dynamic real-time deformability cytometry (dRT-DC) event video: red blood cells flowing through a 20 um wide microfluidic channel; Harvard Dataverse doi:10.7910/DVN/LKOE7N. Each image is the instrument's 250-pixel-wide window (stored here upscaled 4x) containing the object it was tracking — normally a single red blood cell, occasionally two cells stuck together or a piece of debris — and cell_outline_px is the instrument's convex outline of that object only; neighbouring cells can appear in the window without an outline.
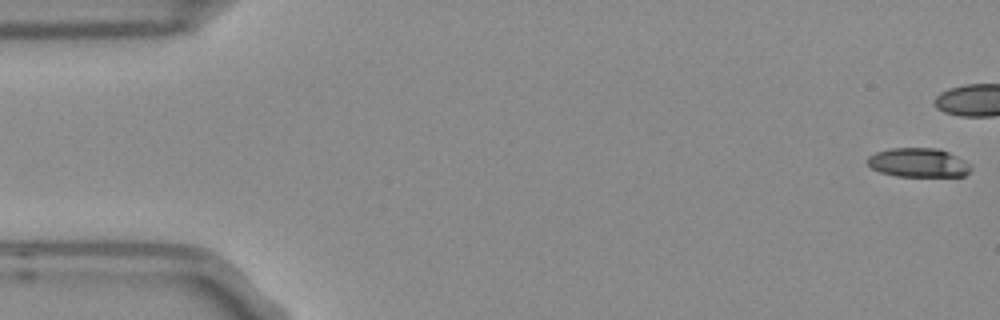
{"species": "Egyptian fruit bat (a non-hibernating species)", "species_latin": "Rousettus aegyptiacus", "temperature_condition": "room temperature", "stored_images_in_passage": 7, "camera_frame_rate_fps": 3000, "um_per_image_px": 0.085, "frame": {"image": 1, "passage_image": 1, "time_ms": 0.0, "image_size_px": [1000, 320], "cell_outline_px": [[972, 168], [964, 176], [896, 176], [880, 172], [872, 168], [864, 160], [868, 156], [876, 152], [892, 148], [936, 148], [948, 152], [972, 164]], "centroid_in_image_um": [78.05, 13.82], "position_along_channel_um": 7.0, "area_um2": 17.57}}
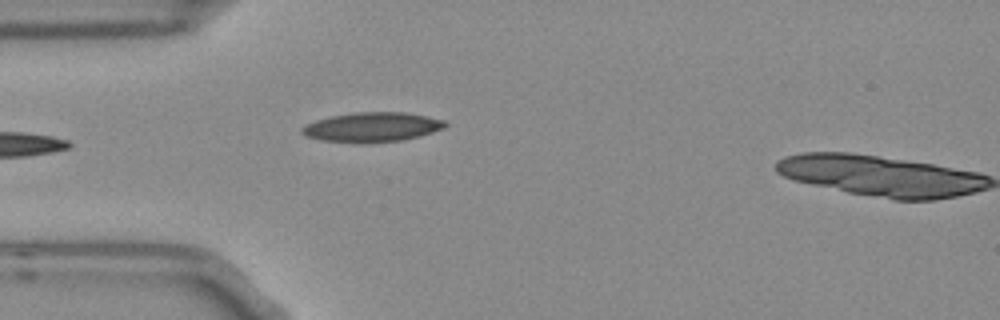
{"frame": {"image": 2, "passage_image": 6, "time_ms": 1.667, "image_size_px": [1000, 320], "cell_outline_px": [[448, 124], [444, 128], [420, 136], [400, 140], [364, 144], [324, 140], [304, 136], [300, 132], [300, 128], [316, 120], [332, 116], [352, 112], [408, 112], [428, 116], [444, 120]], "centroid_in_image_um": [31.64, 10.8], "position_along_channel_um": 53.4, "area_um2": 24.85}}